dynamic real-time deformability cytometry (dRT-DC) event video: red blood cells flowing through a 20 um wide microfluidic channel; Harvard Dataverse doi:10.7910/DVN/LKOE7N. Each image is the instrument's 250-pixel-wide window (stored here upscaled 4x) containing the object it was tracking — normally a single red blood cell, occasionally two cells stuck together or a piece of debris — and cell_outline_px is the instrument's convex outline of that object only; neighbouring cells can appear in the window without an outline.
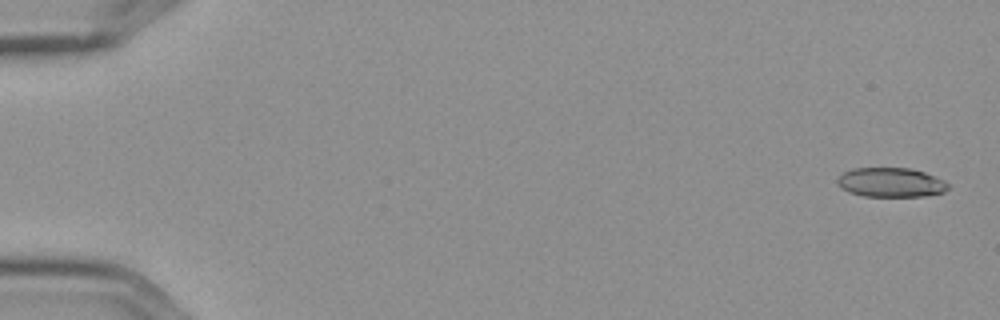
{"species": "Egyptian fruit bat (a non-hibernating species)", "species_latin": "Rousettus aegyptiacus", "temperature_condition": "cold", "stored_images_in_passage": 5, "camera_frame_rate_fps": 3000, "um_per_image_px": 0.085, "frame": {"image": 1, "passage_image": 1, "time_ms": 0.0, "image_size_px": [1000, 320], "cell_outline_px": [[948, 188], [944, 192], [924, 196], [864, 196], [848, 192], [840, 188], [836, 184], [836, 180], [844, 172], [852, 168], [908, 168], [924, 172], [936, 176], [944, 180], [948, 184]], "centroid_in_image_um": [75.7, 15.5], "position_along_channel_um": 9.3, "area_um2": 19.02}}